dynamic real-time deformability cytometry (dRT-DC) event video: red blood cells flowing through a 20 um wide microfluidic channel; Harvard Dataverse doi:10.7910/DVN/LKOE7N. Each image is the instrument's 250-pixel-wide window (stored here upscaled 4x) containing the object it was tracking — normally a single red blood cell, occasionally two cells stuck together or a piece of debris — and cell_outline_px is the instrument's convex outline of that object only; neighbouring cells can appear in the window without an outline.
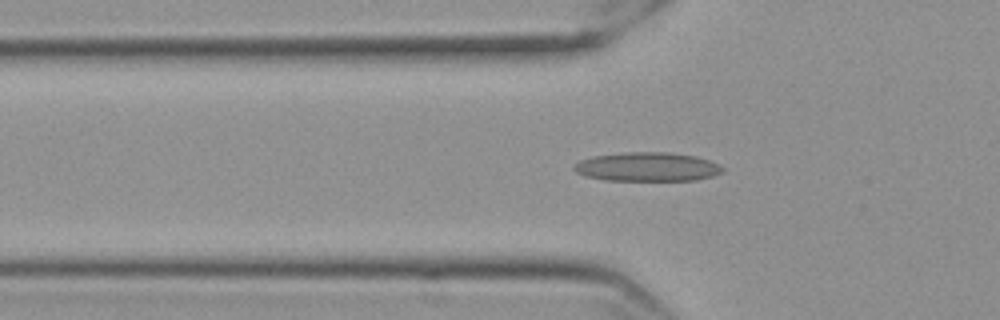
{"species": "Egyptian fruit bat (a non-hibernating species)", "species_latin": "Rousettus aegyptiacus", "temperature_condition": "cold", "stored_images_in_passage": 55, "camera_frame_rate_fps": 3000, "um_per_image_px": 0.085, "frame": {"image": 1, "passage_image": 18, "time_ms": 5.667, "image_size_px": [1000, 320], "cell_outline_px": [[724, 172], [712, 176], [696, 180], [604, 180], [584, 176], [576, 172], [572, 168], [580, 160], [592, 156], [624, 152], [668, 152], [696, 156], [720, 164], [724, 168]], "centroid_in_image_um": [55.02, 14.18], "position_along_channel_um": 70.8, "area_um2": 25.2}}
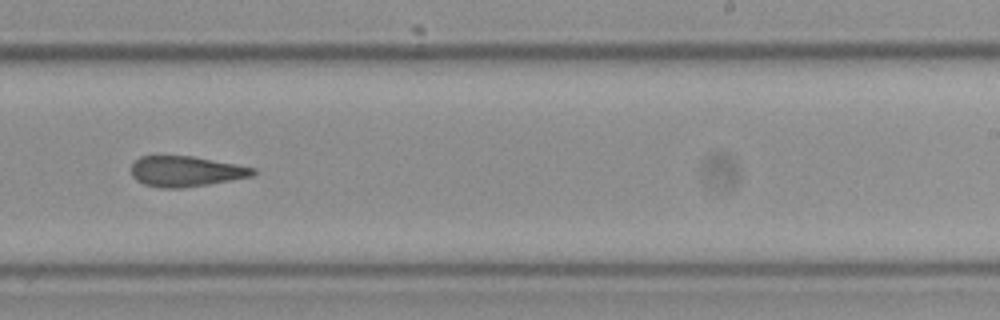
{"frame": {"image": 2, "passage_image": 35, "time_ms": 11.333, "image_size_px": [1000, 320], "cell_outline_px": [[256, 172], [252, 176], [232, 180], [184, 188], [160, 188], [144, 184], [136, 180], [132, 176], [132, 164], [140, 156], [192, 156], [236, 164], [256, 168]], "centroid_in_image_um": [15.8, 14.57], "position_along_channel_um": 273.2, "area_um2": 21.62}}
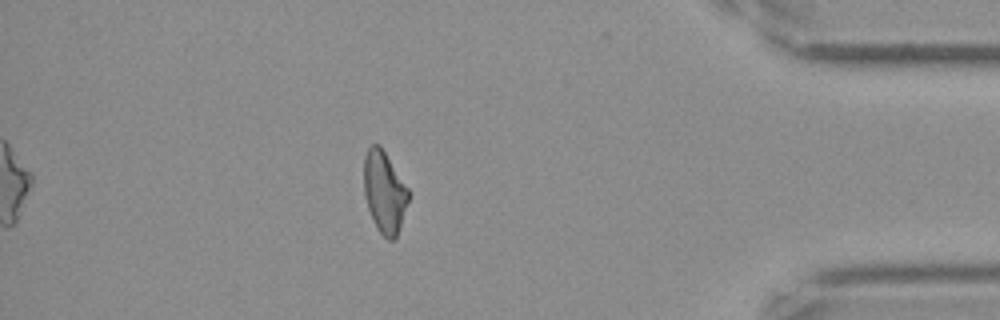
{"frame": {"image": 3, "passage_image": 49, "time_ms": 16.0, "image_size_px": [1000, 320], "cell_outline_px": [[408, 200], [396, 236], [392, 240], [388, 240], [380, 232], [368, 208], [364, 192], [364, 156], [368, 148], [372, 144], [380, 144], [408, 188]], "centroid_in_image_um": [32.65, 16.26], "position_along_channel_um": 402.5, "area_um2": 20.69}}